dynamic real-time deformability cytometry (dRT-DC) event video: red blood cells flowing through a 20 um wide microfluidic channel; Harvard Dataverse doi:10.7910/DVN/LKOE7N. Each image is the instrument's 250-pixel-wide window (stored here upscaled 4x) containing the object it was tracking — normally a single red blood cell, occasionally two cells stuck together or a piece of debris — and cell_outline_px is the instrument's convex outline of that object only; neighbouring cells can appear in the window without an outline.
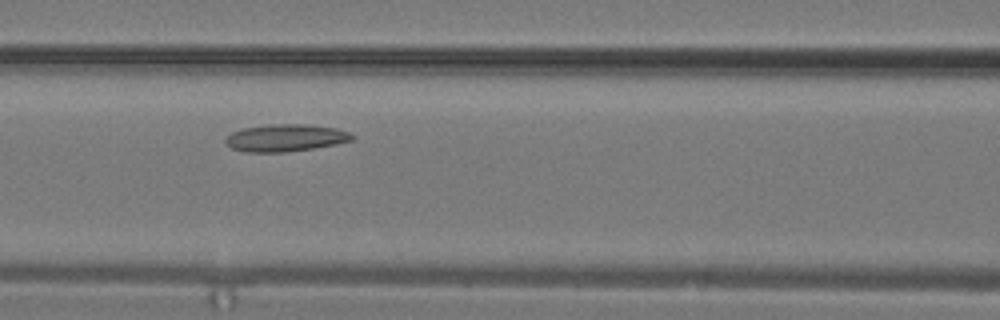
{"species": "common noctule bat (a hibernating species)", "species_latin": "Nyctalus noctula", "temperature_condition": "warm", "stored_images_in_passage": 27, "camera_frame_rate_fps": 3000, "um_per_image_px": 0.085, "animal": {"sex": "male", "body_mass_g": 19.2, "forearm_length_mm": 51.8}, "frame": {"image": 1, "passage_image": 10, "time_ms": 3.0, "image_size_px": [1000, 320], "cell_outline_px": [[356, 136], [352, 140], [336, 144], [312, 148], [284, 152], [244, 152], [232, 148], [224, 140], [232, 132], [244, 128], [272, 124], [300, 124], [336, 128], [348, 132]], "centroid_in_image_um": [24.27, 11.72], "position_along_channel_um": 142.3, "area_um2": 19.83}}
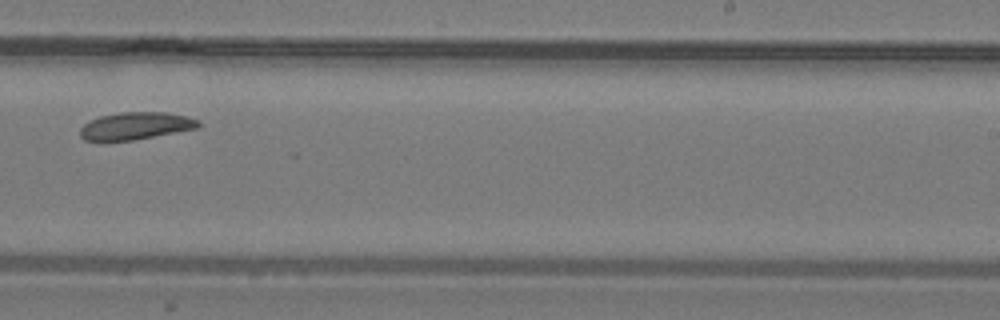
{"frame": {"image": 2, "passage_image": 16, "time_ms": 5.0, "image_size_px": [1000, 320], "cell_outline_px": [[200, 124], [196, 128], [132, 140], [100, 144], [84, 140], [80, 136], [80, 128], [84, 124], [100, 116], [120, 112], [168, 112], [188, 116], [200, 120]], "centroid_in_image_um": [11.45, 10.73], "position_along_channel_um": 277.5, "area_um2": 19.31}}
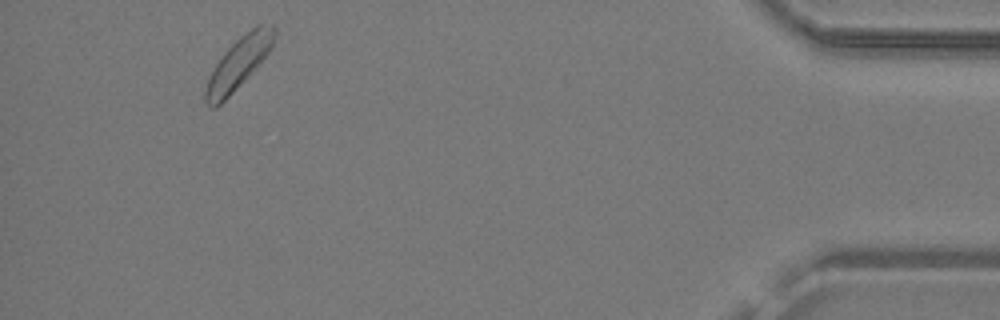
{"frame": {"image": 3, "passage_image": 25, "time_ms": 8.0, "image_size_px": [1000, 320], "cell_outline_px": [[276, 36], [268, 52], [248, 76], [216, 108], [208, 108], [204, 104], [204, 88], [208, 76], [224, 52], [244, 32], [256, 24], [272, 24], [276, 28]], "centroid_in_image_um": [20.24, 5.37], "position_along_channel_um": 415.0, "area_um2": 20.58}}